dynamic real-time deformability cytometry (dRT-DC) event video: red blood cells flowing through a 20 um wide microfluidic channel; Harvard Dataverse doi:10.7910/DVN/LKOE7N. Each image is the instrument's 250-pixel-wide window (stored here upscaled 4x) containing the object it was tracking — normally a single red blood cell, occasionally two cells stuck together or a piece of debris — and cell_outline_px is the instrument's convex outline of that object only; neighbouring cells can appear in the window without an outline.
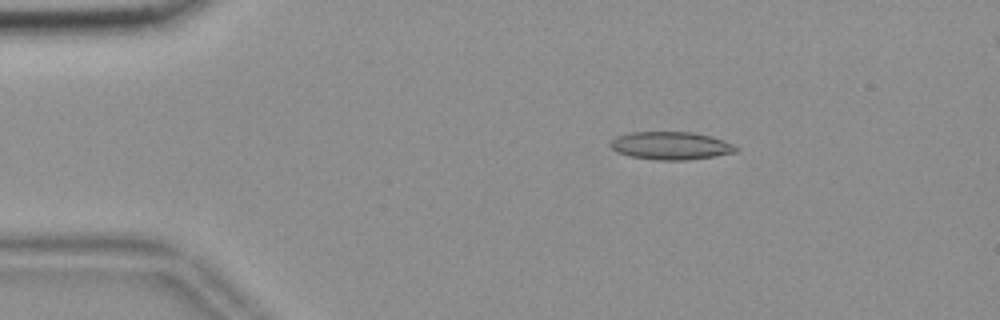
{"species": "common noctule bat (a hibernating species)", "species_latin": "Nyctalus noctula", "temperature_condition": "room temperature", "stored_images_in_passage": 47, "camera_frame_rate_fps": 3000, "um_per_image_px": 0.085, "animal": {"sex": "female", "body_mass_g": 18.4}, "frame": {"image": 1, "passage_image": 1, "time_ms": 0.0, "image_size_px": [1000, 320], "cell_outline_px": [[740, 148], [736, 152], [716, 156], [684, 160], [656, 160], [628, 156], [616, 152], [608, 144], [616, 136], [632, 132], [692, 132], [724, 140]], "centroid_in_image_um": [57.0, 12.39], "position_along_channel_um": 28.0, "area_um2": 20.46}}
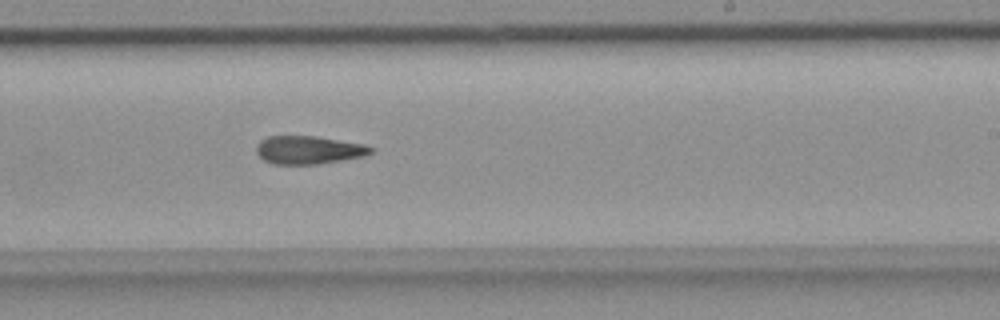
{"frame": {"image": 2, "passage_image": 25, "time_ms": 8.0, "image_size_px": [1000, 320], "cell_outline_px": [[372, 152], [364, 156], [316, 164], [276, 164], [264, 160], [256, 152], [256, 144], [260, 140], [268, 136], [316, 136], [364, 144], [372, 148]], "centroid_in_image_um": [26.2, 12.73], "position_along_channel_um": 262.8, "area_um2": 18.61}}
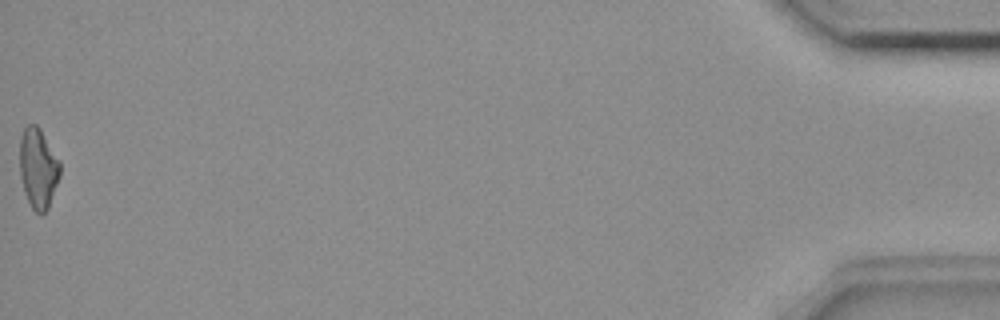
{"frame": {"image": 3, "passage_image": 47, "time_ms": 15.333, "image_size_px": [1000, 320], "cell_outline_px": [[60, 176], [48, 208], [40, 216], [32, 208], [24, 192], [20, 176], [20, 136], [24, 128], [28, 124], [36, 124], [40, 128], [60, 160]], "centroid_in_image_um": [3.24, 14.29], "position_along_channel_um": 432.0, "area_um2": 18.96}}